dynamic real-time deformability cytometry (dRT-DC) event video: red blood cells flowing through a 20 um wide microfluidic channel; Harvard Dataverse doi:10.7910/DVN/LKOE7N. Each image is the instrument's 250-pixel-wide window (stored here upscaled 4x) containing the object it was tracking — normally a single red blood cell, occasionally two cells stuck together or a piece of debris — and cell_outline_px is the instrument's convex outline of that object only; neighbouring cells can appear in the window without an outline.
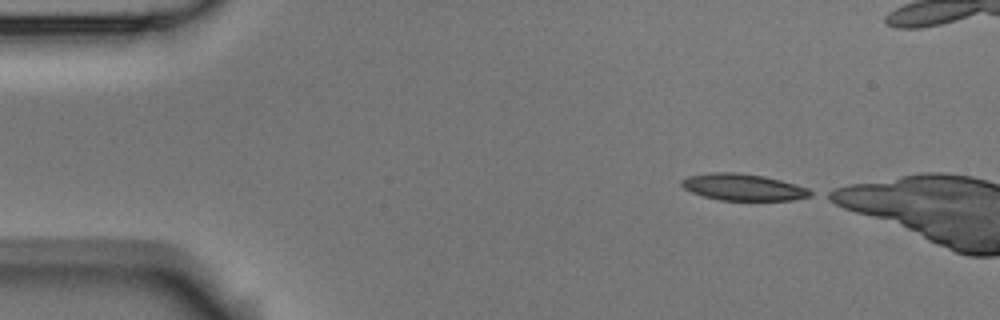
{"species": "Egyptian fruit bat (a non-hibernating species)", "species_latin": "Rousettus aegyptiacus", "temperature_condition": "room temperature", "stored_images_in_passage": 5, "camera_frame_rate_fps": 3000, "um_per_image_px": 0.085, "animal": {"sex": "male"}, "frame": {"image": 1, "passage_image": 1, "time_ms": 0.0, "image_size_px": [1000, 320], "cell_outline_px": [[816, 192], [812, 196], [792, 200], [720, 200], [704, 196], [692, 192], [684, 188], [680, 184], [680, 180], [688, 176], [712, 172], [736, 172], [764, 176], [780, 180], [808, 188]], "centroid_in_image_um": [63.19, 15.91], "position_along_channel_um": 21.8, "area_um2": 20.06}}